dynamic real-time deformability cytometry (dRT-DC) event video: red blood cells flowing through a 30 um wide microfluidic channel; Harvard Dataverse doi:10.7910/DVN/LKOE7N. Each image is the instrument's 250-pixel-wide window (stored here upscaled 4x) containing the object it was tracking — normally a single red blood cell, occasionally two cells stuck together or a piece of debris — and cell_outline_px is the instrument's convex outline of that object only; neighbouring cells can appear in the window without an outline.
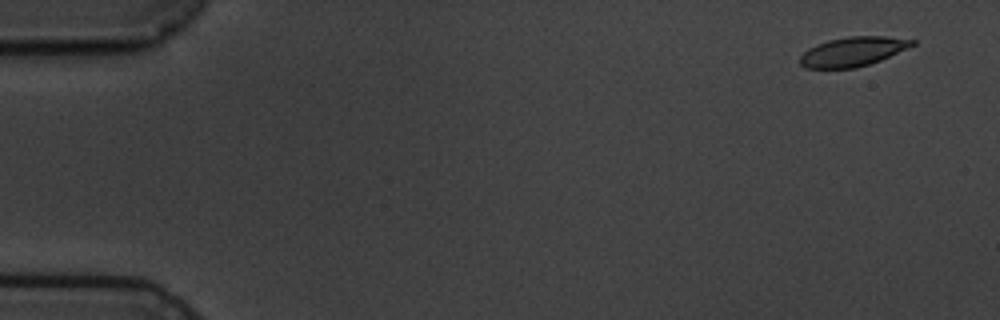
{"species": "common noctule bat (a hibernating species)", "species_latin": "Nyctalus noctula", "temperature_condition": "cold", "stored_images_in_passage": 5, "camera_frame_rate_fps": 3000, "um_per_image_px": 0.085, "animal": {"sex": "male", "body_mass_g": 19.5, "forearm_length_mm": 54.6}, "frame": {"image": 1, "passage_image": 1, "time_ms": 0.0, "image_size_px": [1000, 320], "cell_outline_px": [[916, 44], [908, 48], [880, 60], [856, 68], [804, 68], [800, 64], [800, 56], [808, 48], [816, 44], [828, 40], [848, 36], [884, 36], [916, 40]], "centroid_in_image_um": [72.48, 4.38], "position_along_channel_um": 12.5, "area_um2": 19.19}}
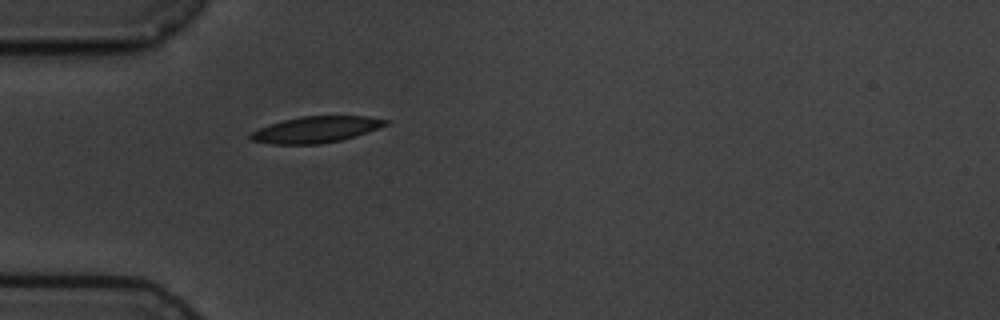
{"frame": {"image": 2, "passage_image": 5, "time_ms": 4.667, "image_size_px": [1000, 320], "cell_outline_px": [[388, 124], [356, 136], [340, 140], [320, 144], [272, 144], [252, 140], [248, 136], [252, 132], [260, 128], [284, 120], [300, 116], [368, 116], [388, 120]], "centroid_in_image_um": [26.87, 11.01], "position_along_channel_um": 58.1, "area_um2": 20.4}}